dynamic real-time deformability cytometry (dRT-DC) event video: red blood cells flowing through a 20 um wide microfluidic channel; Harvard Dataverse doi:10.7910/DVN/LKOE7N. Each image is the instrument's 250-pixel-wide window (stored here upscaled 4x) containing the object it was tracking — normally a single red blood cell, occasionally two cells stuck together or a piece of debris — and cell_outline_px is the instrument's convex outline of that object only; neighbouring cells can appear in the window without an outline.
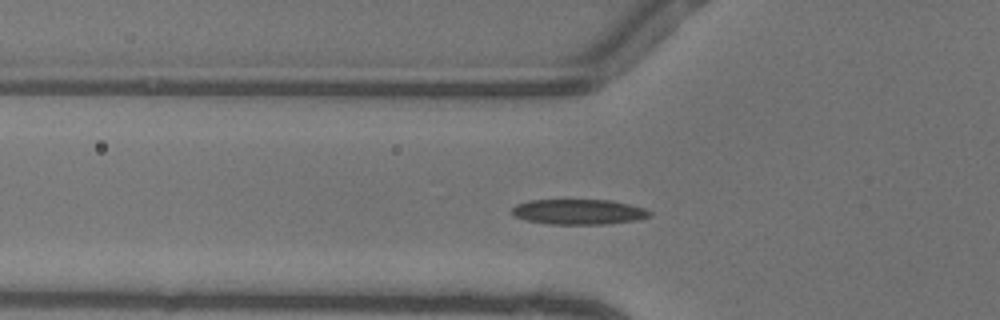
{"species": "common noctule bat (a hibernating species)", "species_latin": "Nyctalus noctula", "temperature_condition": "warm", "stored_images_in_passage": 47, "camera_frame_rate_fps": 3000, "um_per_image_px": 0.085, "animal": {"sex": "female"}, "frame": {"image": 1, "passage_image": 13, "time_ms": 4.0, "image_size_px": [1000, 320], "cell_outline_px": [[652, 216], [636, 220], [604, 224], [552, 224], [528, 220], [516, 216], [512, 212], [512, 208], [516, 204], [528, 200], [608, 200], [628, 204], [644, 208], [652, 212]], "centroid_in_image_um": [49.21, 18.0], "position_along_channel_um": 76.6, "area_um2": 20.06}}
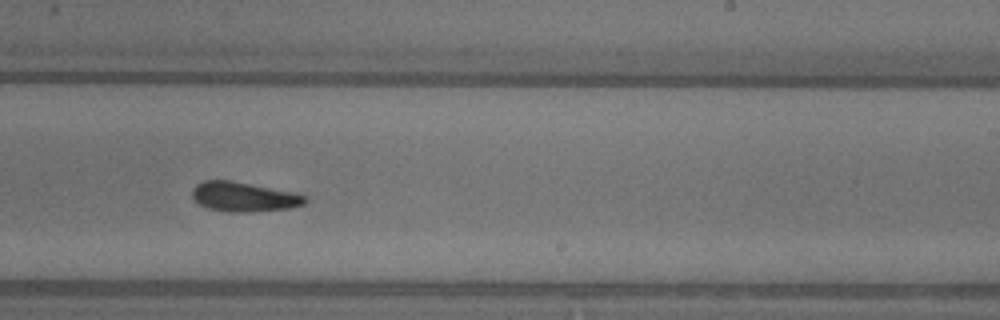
{"frame": {"image": 2, "passage_image": 27, "time_ms": 8.667, "image_size_px": [1000, 320], "cell_outline_px": [[308, 200], [304, 204], [292, 208], [252, 212], [228, 212], [208, 208], [200, 204], [192, 196], [192, 188], [196, 184], [204, 180], [232, 180], [308, 196]], "centroid_in_image_um": [20.72, 16.73], "position_along_channel_um": 268.3, "area_um2": 19.42}}
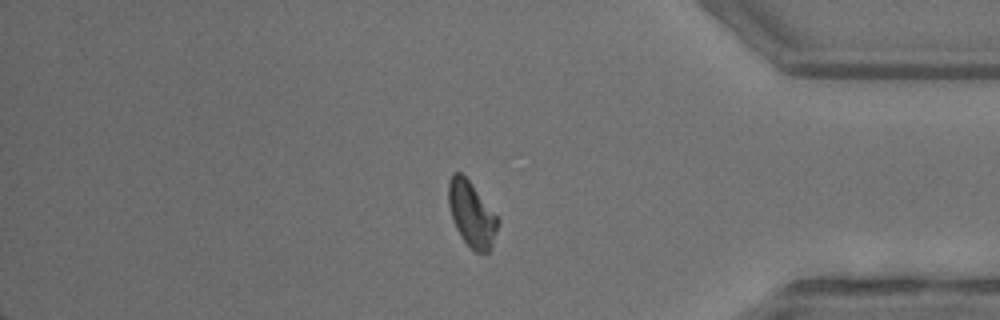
{"frame": {"image": 3, "passage_image": 38, "time_ms": 12.333, "image_size_px": [1000, 320], "cell_outline_px": [[500, 220], [492, 248], [488, 252], [476, 252], [460, 236], [452, 220], [448, 204], [448, 180], [452, 172], [460, 172], [468, 180]], "centroid_in_image_um": [40.07, 18.2], "position_along_channel_um": 395.1, "area_um2": 18.67}, "authors_computed_cell_mechanics": {"area_um2": 18.7272, "velocity_mm_per_s": 4.1013, "shape_relaxation_time_tau1_ms": 4.43, "shape_relaxation_time_tau2_ms": 4.8166, "deformation_change_tau1": 0.1454, "deformation_change_tau2": 0.1205}}